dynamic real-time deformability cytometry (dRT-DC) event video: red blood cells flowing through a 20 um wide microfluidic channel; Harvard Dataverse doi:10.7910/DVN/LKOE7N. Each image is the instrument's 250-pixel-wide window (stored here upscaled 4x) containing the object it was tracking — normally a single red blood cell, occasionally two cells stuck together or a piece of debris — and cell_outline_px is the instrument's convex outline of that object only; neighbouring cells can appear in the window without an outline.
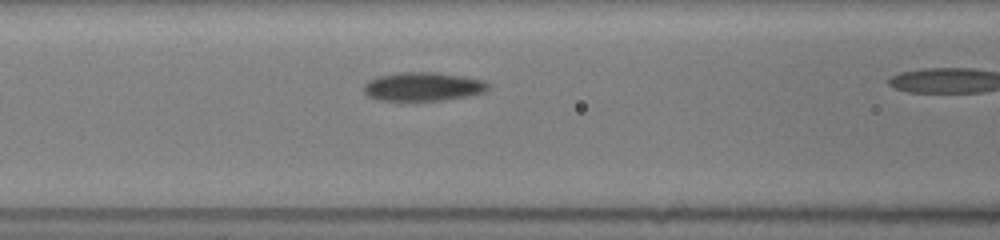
{"species": "common noctule bat (a hibernating species)", "species_latin": "Nyctalus noctula", "temperature_condition": "room temperature", "stored_images_in_passage": 25, "camera_frame_rate_fps": 3000, "um_per_image_px": 0.085, "animal": {"sex": "female", "body_mass_g": 19.5, "forearm_length_mm": 54.1}, "frame": {"image": 1, "passage_image": 4, "time_ms": 1.667, "image_size_px": [1000, 240], "cell_outline_px": [[488, 88], [484, 92], [468, 96], [444, 100], [380, 100], [368, 96], [364, 92], [364, 84], [368, 80], [376, 76], [400, 72], [436, 72], [464, 76], [484, 80], [488, 84]], "centroid_in_image_um": [35.94, 7.35], "position_along_channel_um": 130.7, "area_um2": 20.87}}
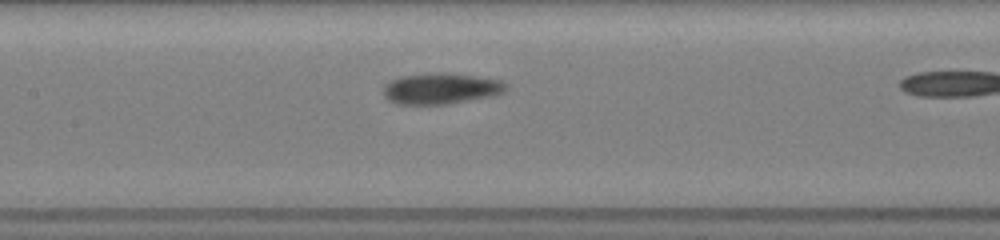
{"frame": {"image": 2, "passage_image": 6, "time_ms": 2.667, "image_size_px": [1000, 240], "cell_outline_px": [[508, 88], [504, 92], [492, 96], [444, 104], [400, 104], [388, 100], [384, 96], [384, 84], [400, 76], [436, 72], [444, 72], [500, 80], [508, 84]], "centroid_in_image_um": [37.47, 7.52], "position_along_channel_um": 169.9, "area_um2": 22.02}}
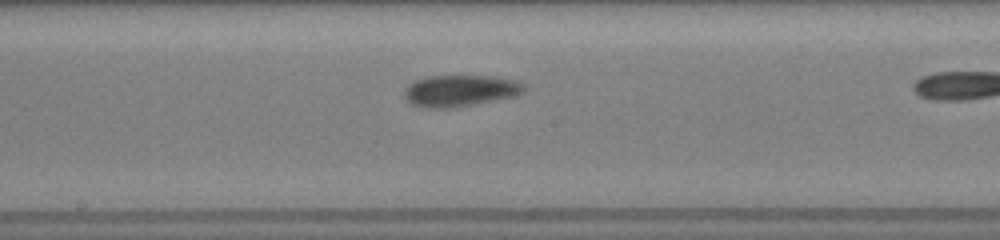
{"frame": {"image": 3, "passage_image": 9, "time_ms": 3.667, "image_size_px": [1000, 240], "cell_outline_px": [[524, 88], [520, 92], [512, 96], [448, 108], [428, 108], [412, 104], [404, 96], [404, 92], [416, 80], [428, 76], [492, 76], [516, 80], [524, 84]], "centroid_in_image_um": [39.08, 7.69], "position_along_channel_um": 209.1, "area_um2": 21.21}}